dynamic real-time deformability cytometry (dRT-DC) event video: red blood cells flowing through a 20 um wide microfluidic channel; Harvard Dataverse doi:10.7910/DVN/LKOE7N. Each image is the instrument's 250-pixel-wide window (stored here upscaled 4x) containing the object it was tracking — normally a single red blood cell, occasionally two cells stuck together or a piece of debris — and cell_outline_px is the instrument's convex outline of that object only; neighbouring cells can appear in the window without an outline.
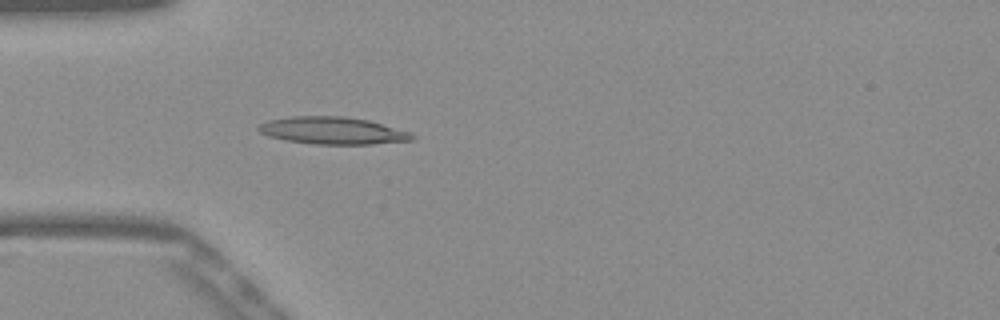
{"species": "Egyptian fruit bat (a non-hibernating species)", "species_latin": "Rousettus aegyptiacus", "temperature_condition": "warm", "stored_images_in_passage": 41, "camera_frame_rate_fps": 3000, "um_per_image_px": 0.085, "frame": {"image": 1, "passage_image": 5, "time_ms": 1.333, "image_size_px": [1000, 320], "cell_outline_px": [[416, 140], [372, 144], [312, 144], [284, 140], [268, 136], [260, 132], [256, 128], [260, 124], [268, 120], [292, 116], [344, 116], [368, 120], [408, 132], [416, 136]], "centroid_in_image_um": [28.25, 11.11], "position_along_channel_um": 56.8, "area_um2": 24.39}}
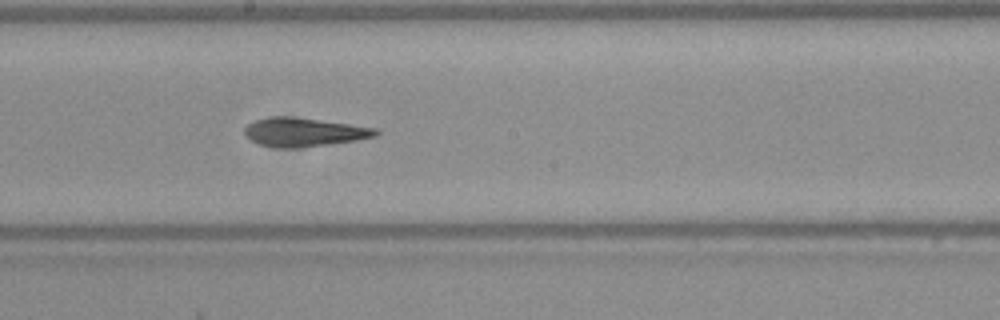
{"frame": {"image": 2, "passage_image": 18, "time_ms": 5.667, "image_size_px": [1000, 320], "cell_outline_px": [[380, 132], [376, 136], [356, 140], [328, 144], [296, 148], [280, 148], [260, 144], [244, 136], [244, 128], [248, 124], [256, 120], [272, 116], [292, 116], [376, 128]], "centroid_in_image_um": [25.81, 11.23], "position_along_channel_um": 222.4, "area_um2": 21.79}}
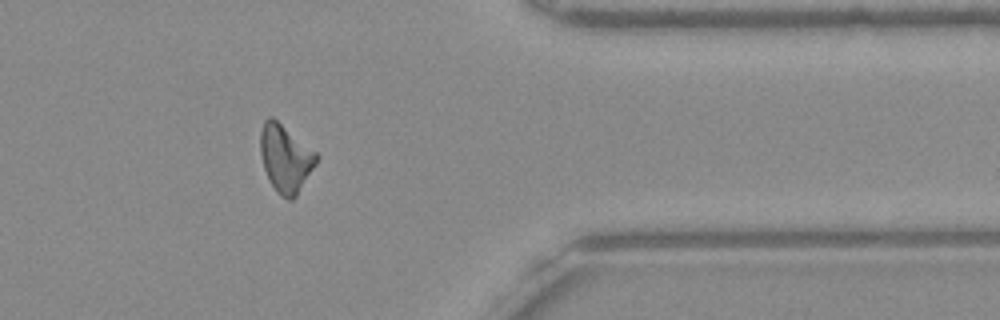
{"frame": {"image": 3, "passage_image": 32, "time_ms": 10.333, "image_size_px": [1000, 320], "cell_outline_px": [[320, 156], [316, 164], [296, 196], [292, 200], [288, 200], [280, 196], [276, 192], [264, 168], [260, 152], [260, 132], [264, 120], [268, 116], [272, 116], [316, 152]], "centroid_in_image_um": [24.26, 13.45], "position_along_channel_um": 387.1, "area_um2": 21.96}, "authors_computed_cell_mechanics": {"area_um2": 21.4438, "velocity_mm_per_s": 3.9062, "shape_relaxation_time_tau1_ms": null, "shape_relaxation_time_tau2_ms": 9.202, "deformation_change_tau1": null, "deformation_change_tau2": 0.2447}}